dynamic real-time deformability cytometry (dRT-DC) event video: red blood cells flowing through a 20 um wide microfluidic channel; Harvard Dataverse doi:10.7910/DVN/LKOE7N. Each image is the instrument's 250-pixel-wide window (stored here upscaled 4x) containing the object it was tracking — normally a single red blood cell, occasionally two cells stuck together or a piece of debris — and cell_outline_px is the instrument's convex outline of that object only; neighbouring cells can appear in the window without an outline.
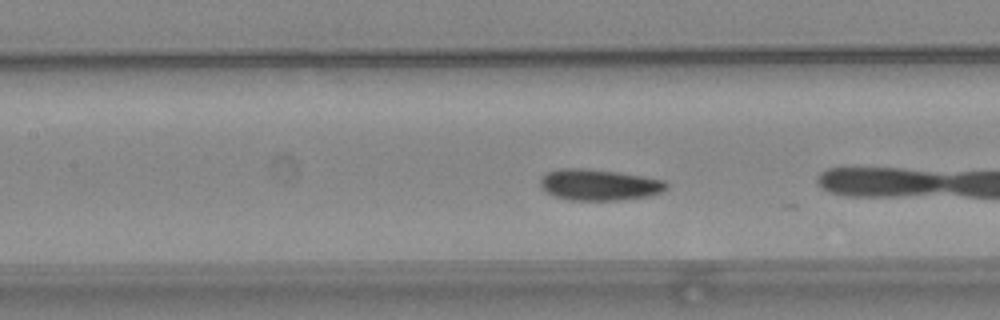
{"species": "common noctule bat (a hibernating species)", "species_latin": "Nyctalus noctula", "temperature_condition": "warm", "stored_images_in_passage": 12, "camera_frame_rate_fps": 3000, "um_per_image_px": 0.085, "animal": {"sex": "female", "body_mass_g": 24.6, "forearm_length_mm": 56.2}, "frame": {"image": 1, "passage_image": 6, "time_ms": 1.667, "image_size_px": [1000, 320], "cell_outline_px": [[668, 188], [660, 192], [648, 196], [616, 200], [568, 200], [556, 196], [548, 192], [540, 184], [540, 176], [544, 172], [560, 168], [588, 168], [620, 172], [644, 176], [664, 180], [668, 184]], "centroid_in_image_um": [50.91, 15.68], "position_along_channel_um": 156.5, "area_um2": 23.06}}
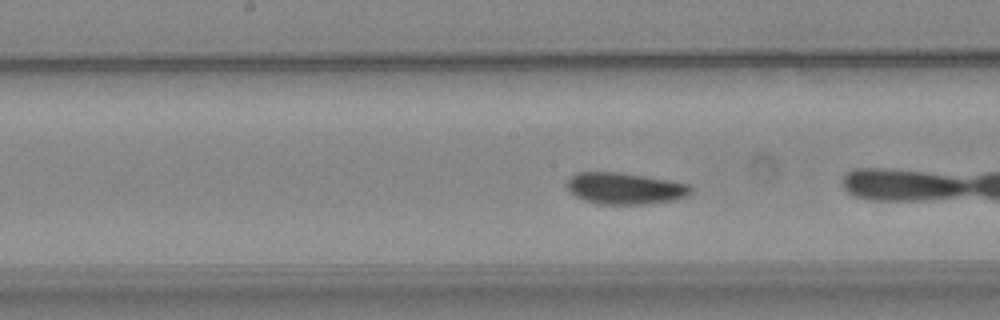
{"frame": {"image": 2, "passage_image": 9, "time_ms": 2.667, "image_size_px": [1000, 320], "cell_outline_px": [[692, 192], [676, 200], [648, 204], [600, 204], [584, 200], [568, 192], [564, 184], [576, 172], [620, 172], [668, 180], [688, 184], [692, 188]], "centroid_in_image_um": [53.08, 16.02], "position_along_channel_um": 195.1, "area_um2": 22.89}}